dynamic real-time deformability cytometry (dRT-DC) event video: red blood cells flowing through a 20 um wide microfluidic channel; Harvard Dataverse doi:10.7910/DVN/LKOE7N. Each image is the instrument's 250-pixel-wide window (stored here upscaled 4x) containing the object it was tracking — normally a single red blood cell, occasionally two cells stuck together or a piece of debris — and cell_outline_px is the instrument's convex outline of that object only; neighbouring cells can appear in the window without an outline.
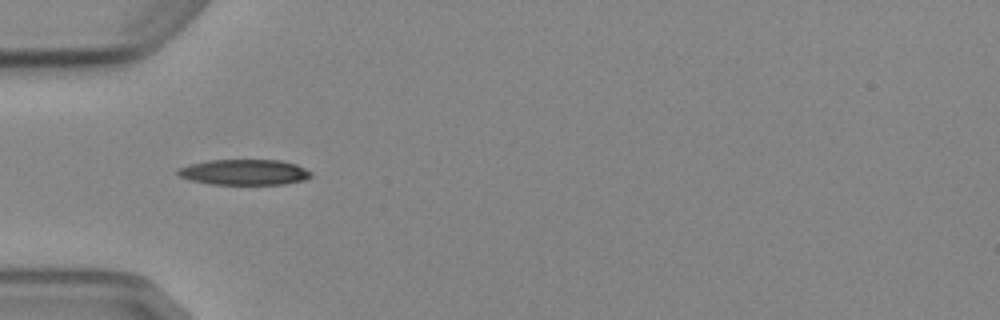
{"species": "Egyptian fruit bat (a non-hibernating species)", "species_latin": "Rousettus aegyptiacus", "temperature_condition": "cold", "stored_images_in_passage": 1, "camera_frame_rate_fps": 3000, "um_per_image_px": 0.085, "animal": {"sex": "female"}, "frame": {"image": 1, "passage_image": 1, "time_ms": 0.0, "image_size_px": [1000, 320], "cell_outline_px": [[312, 176], [304, 180], [284, 184], [212, 184], [188, 180], [180, 176], [176, 172], [180, 168], [188, 164], [208, 160], [280, 160], [296, 164], [312, 172]], "centroid_in_image_um": [20.76, 14.63], "position_along_channel_um": 64.2, "area_um2": 19.88}}